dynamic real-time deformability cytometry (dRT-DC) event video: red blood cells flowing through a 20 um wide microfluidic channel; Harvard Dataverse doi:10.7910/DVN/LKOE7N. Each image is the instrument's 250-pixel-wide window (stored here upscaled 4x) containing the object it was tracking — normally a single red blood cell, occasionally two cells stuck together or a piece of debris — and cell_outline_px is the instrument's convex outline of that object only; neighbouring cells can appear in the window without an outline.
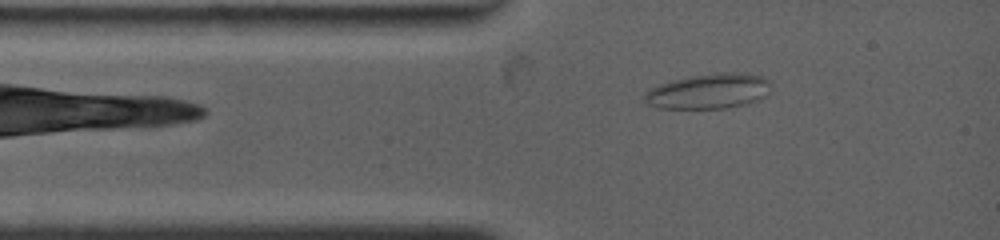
{"species": "common noctule bat (a hibernating species)", "species_latin": "Nyctalus noctula", "temperature_condition": "warm", "stored_images_in_passage": 50, "camera_frame_rate_fps": 4500, "um_per_image_px": 0.085, "animal": {"sex": "female", "body_mass_g": 19.0, "forearm_length_mm": 53.3}, "frame": {"image": 1, "passage_image": 6, "time_ms": 1.333, "image_size_px": [1000, 240], "cell_outline_px": [[772, 84], [768, 96], [744, 104], [724, 108], [656, 108], [644, 104], [644, 92], [660, 84], [672, 80], [688, 76], [720, 72], [744, 72], [760, 76], [772, 80]], "centroid_in_image_um": [60.26, 7.74], "position_along_channel_um": 24.7, "area_um2": 26.3}}
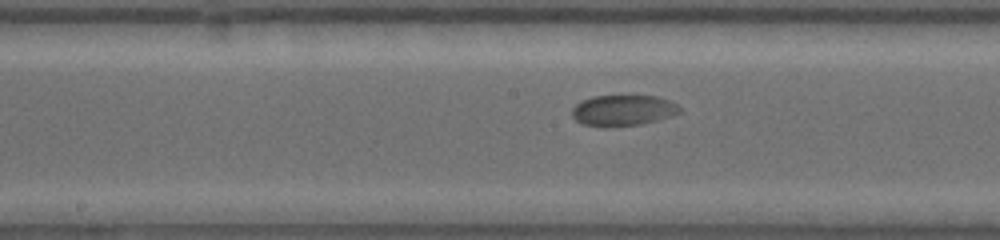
{"frame": {"image": 2, "passage_image": 26, "time_ms": 6.222, "image_size_px": [1000, 240], "cell_outline_px": [[680, 112], [672, 116], [640, 124], [608, 128], [604, 128], [580, 124], [572, 116], [572, 108], [576, 104], [592, 96], [656, 96], [668, 100], [676, 104], [680, 108]], "centroid_in_image_um": [52.91, 9.4], "position_along_channel_um": 195.3, "area_um2": 19.48}}
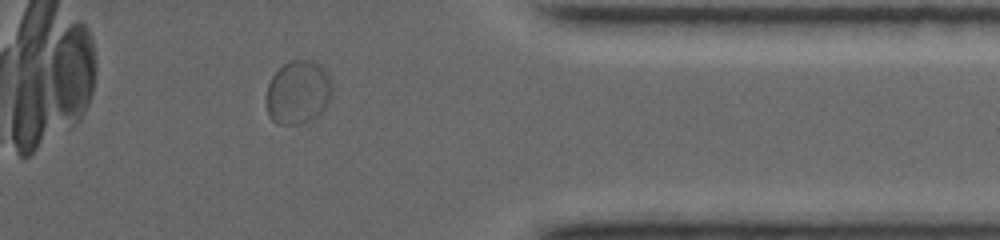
{"frame": {"image": 3, "passage_image": 40, "time_ms": 11.778, "image_size_px": [1000, 240], "cell_outline_px": [[332, 96], [328, 104], [312, 120], [296, 124], [276, 124], [268, 116], [264, 100], [268, 84], [272, 76], [288, 60], [312, 60], [328, 76], [332, 84]], "centroid_in_image_um": [25.29, 7.87], "position_along_channel_um": 386.1, "area_um2": 24.51}}